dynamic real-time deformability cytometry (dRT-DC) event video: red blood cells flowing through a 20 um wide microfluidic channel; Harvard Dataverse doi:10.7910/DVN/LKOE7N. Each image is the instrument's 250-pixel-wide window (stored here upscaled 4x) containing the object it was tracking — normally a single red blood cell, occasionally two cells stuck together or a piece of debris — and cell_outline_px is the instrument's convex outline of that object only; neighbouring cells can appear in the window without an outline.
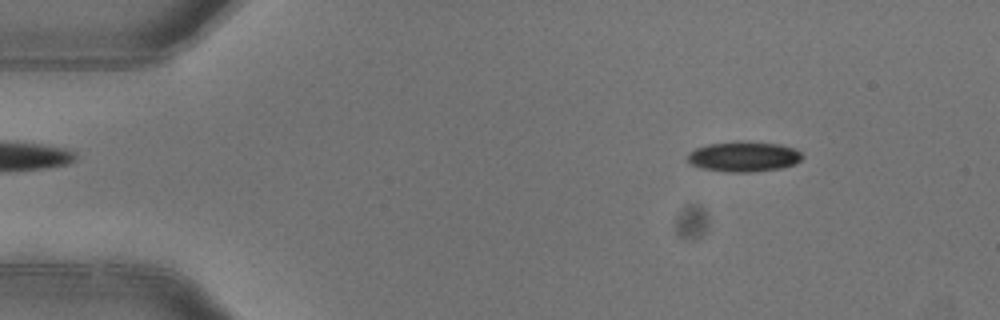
{"species": "common noctule bat (a hibernating species)", "species_latin": "Nyctalus noctula", "temperature_condition": "warm", "stored_images_in_passage": 3, "camera_frame_rate_fps": 3000, "um_per_image_px": 0.085, "animal": {"sex": "female"}, "frame": {"image": 1, "passage_image": 1, "time_ms": 0.0, "image_size_px": [1000, 320], "cell_outline_px": [[804, 156], [796, 164], [780, 168], [752, 172], [728, 172], [700, 168], [692, 164], [688, 160], [688, 152], [696, 148], [708, 144], [732, 140], [748, 140], [780, 144], [792, 148], [800, 152]], "centroid_in_image_um": [63.21, 13.29], "position_along_channel_um": 21.8, "area_um2": 20.58}}